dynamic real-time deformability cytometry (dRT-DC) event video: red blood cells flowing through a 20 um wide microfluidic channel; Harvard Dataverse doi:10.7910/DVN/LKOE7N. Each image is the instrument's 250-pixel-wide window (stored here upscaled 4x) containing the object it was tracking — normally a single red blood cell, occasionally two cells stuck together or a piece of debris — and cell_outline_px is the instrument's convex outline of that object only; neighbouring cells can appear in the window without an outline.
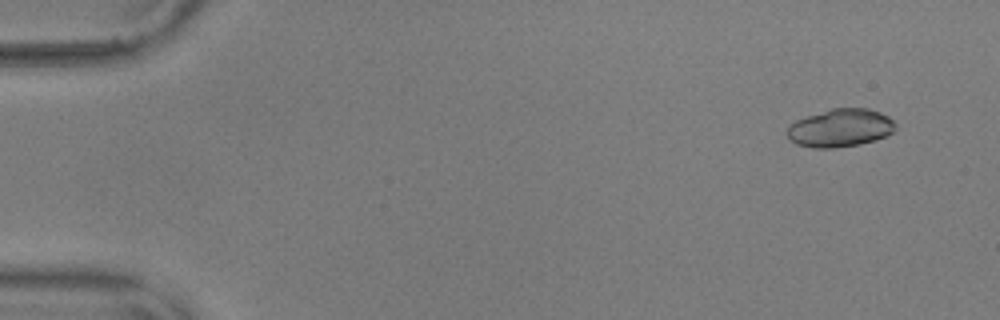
{"species": "common noctule bat (a hibernating species)", "species_latin": "Nyctalus noctula", "temperature_condition": "warm", "stored_images_in_passage": 56, "camera_frame_rate_fps": 3000, "um_per_image_px": 0.085, "animal": {"sex": "male", "body_mass_g": 17.9, "forearm_length_mm": 54.2}, "frame": {"image": 1, "passage_image": 4, "time_ms": 1.0, "image_size_px": [1000, 320], "cell_outline_px": [[896, 128], [892, 132], [876, 140], [860, 144], [836, 148], [812, 148], [796, 144], [784, 132], [796, 120], [832, 108], [868, 108], [880, 112], [888, 116], [896, 124]], "centroid_in_image_um": [71.43, 10.88], "position_along_channel_um": 13.6, "area_um2": 23.99}}
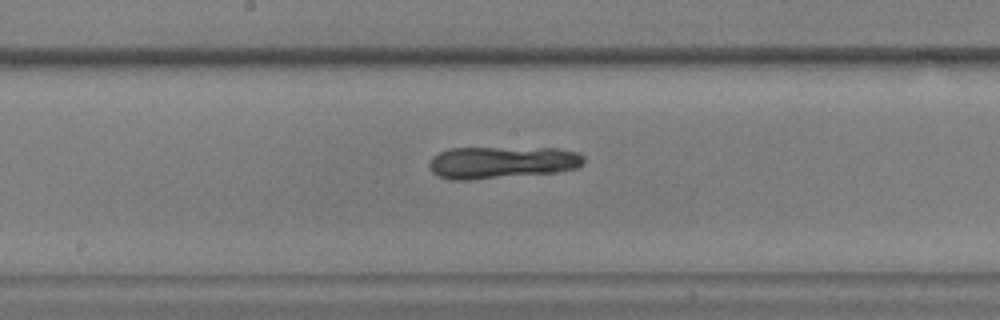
{"frame": {"image": 2, "passage_image": 30, "time_ms": 9.667, "image_size_px": [1000, 320], "cell_outline_px": [[584, 164], [580, 168], [556, 172], [468, 180], [448, 180], [432, 172], [428, 164], [432, 156], [448, 148], [560, 148], [580, 152], [584, 156]], "centroid_in_image_um": [42.7, 13.79], "position_along_channel_um": 205.5, "area_um2": 29.3}}
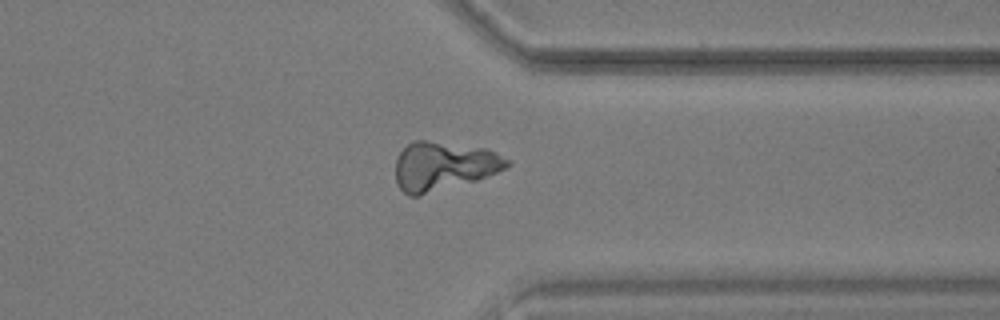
{"frame": {"image": 3, "passage_image": 44, "time_ms": 14.333, "image_size_px": [1000, 320], "cell_outline_px": [[512, 164], [496, 172], [476, 180], [420, 196], [408, 196], [400, 188], [396, 180], [396, 160], [400, 152], [412, 140], [424, 140], [488, 148], [496, 152], [508, 160]], "centroid_in_image_um": [37.69, 14.11], "position_along_channel_um": 373.7, "area_um2": 31.56}}